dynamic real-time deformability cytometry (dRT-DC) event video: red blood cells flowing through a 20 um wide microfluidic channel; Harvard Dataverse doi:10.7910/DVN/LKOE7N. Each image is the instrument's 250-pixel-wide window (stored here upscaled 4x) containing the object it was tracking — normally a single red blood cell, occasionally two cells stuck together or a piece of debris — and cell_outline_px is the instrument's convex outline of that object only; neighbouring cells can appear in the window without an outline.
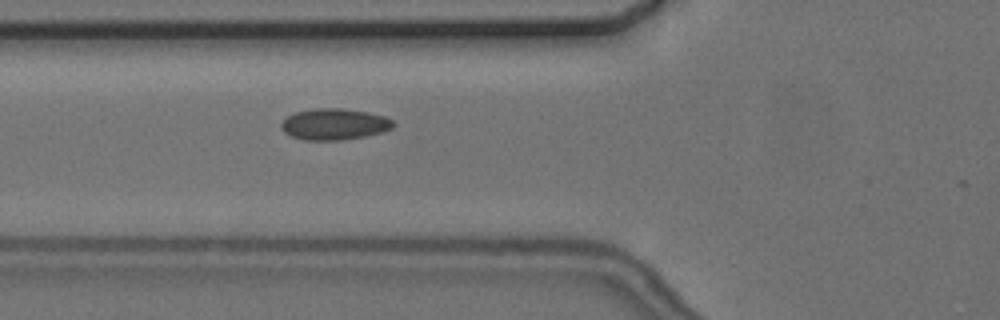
{"species": "common noctule bat (a hibernating species)", "species_latin": "Nyctalus noctula", "temperature_condition": "cold", "stored_images_in_passage": 3, "camera_frame_rate_fps": 3000, "um_per_image_px": 0.085, "animal": {"sex": "female", "body_mass_g": 24.6, "forearm_length_mm": 56.2}, "frame": {"image": 1, "passage_image": 3, "time_ms": 2.333, "image_size_px": [1000, 320], "cell_outline_px": [[396, 124], [392, 128], [380, 132], [364, 136], [340, 140], [304, 140], [292, 136], [284, 132], [280, 128], [280, 124], [288, 116], [296, 112], [316, 108], [344, 108], [368, 112], [384, 116], [392, 120]], "centroid_in_image_um": [28.41, 10.55], "position_along_channel_um": 97.4, "area_um2": 20.35}}